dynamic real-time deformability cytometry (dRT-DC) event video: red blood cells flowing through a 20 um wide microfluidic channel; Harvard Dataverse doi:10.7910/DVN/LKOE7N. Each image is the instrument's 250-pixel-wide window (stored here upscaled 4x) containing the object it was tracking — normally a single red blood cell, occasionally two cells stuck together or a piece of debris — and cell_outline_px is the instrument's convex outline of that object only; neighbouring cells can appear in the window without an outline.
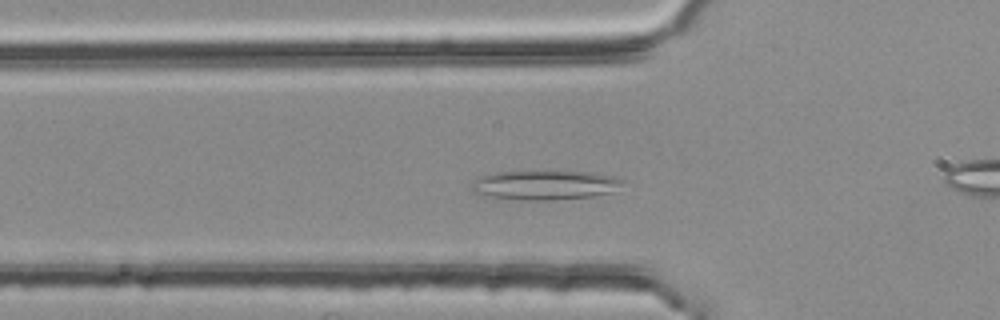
{"species": "common noctule bat (a hibernating species)", "species_latin": "Nyctalus noctula", "temperature_condition": "room temperature", "stored_images_in_passage": 48, "camera_frame_rate_fps": 3000, "um_per_image_px": 0.085, "animal": {"sex": "female", "body_mass_g": 25.1}, "frame": {"image": 1, "passage_image": 14, "time_ms": 4.333, "image_size_px": [1000, 320], "cell_outline_px": [[624, 180], [612, 192], [592, 196], [556, 200], [520, 200], [492, 196], [472, 192], [472, 180], [480, 176], [496, 172], [548, 168], [592, 172], [612, 176]], "centroid_in_image_um": [46.29, 15.67], "position_along_channel_um": 79.5, "area_um2": 26.88}}
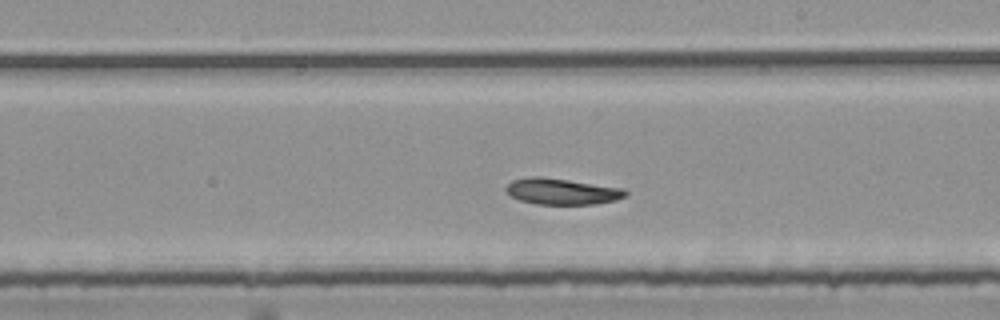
{"frame": {"image": 2, "passage_image": 27, "time_ms": 8.667, "image_size_px": [1000, 320], "cell_outline_px": [[628, 196], [616, 200], [596, 204], [536, 204], [520, 200], [512, 196], [504, 188], [512, 180], [528, 176], [540, 176], [624, 188], [628, 192]], "centroid_in_image_um": [47.79, 16.27], "position_along_channel_um": 241.2, "area_um2": 18.26}}
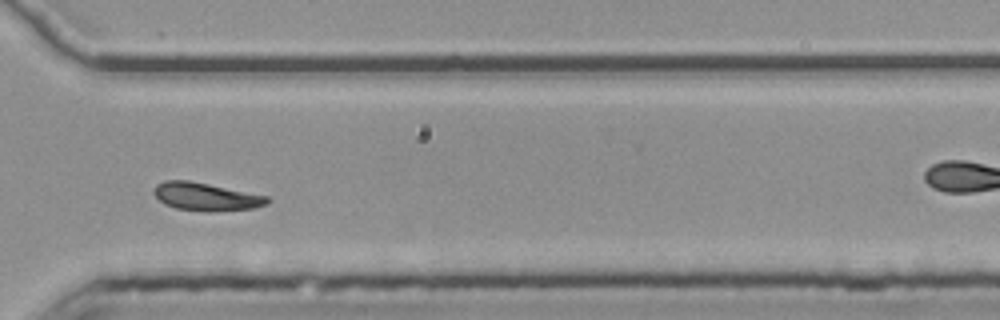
{"frame": {"image": 3, "passage_image": 36, "time_ms": 11.667, "image_size_px": [1000, 320], "cell_outline_px": [[272, 200], [268, 204], [256, 208], [176, 208], [164, 204], [152, 192], [156, 184], [164, 180], [188, 180], [268, 196]], "centroid_in_image_um": [17.48, 16.65], "position_along_channel_um": 353.1, "area_um2": 17.4}}